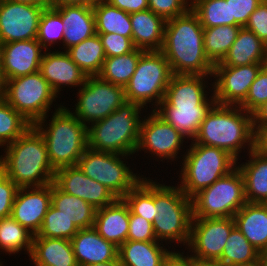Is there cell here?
<instances>
[{"label": "cell", "mask_w": 267, "mask_h": 266, "mask_svg": "<svg viewBox=\"0 0 267 266\" xmlns=\"http://www.w3.org/2000/svg\"><path fill=\"white\" fill-rule=\"evenodd\" d=\"M199 17L190 8L186 13L166 21L161 52L175 75H213L214 64L204 50Z\"/></svg>", "instance_id": "obj_1"}, {"label": "cell", "mask_w": 267, "mask_h": 266, "mask_svg": "<svg viewBox=\"0 0 267 266\" xmlns=\"http://www.w3.org/2000/svg\"><path fill=\"white\" fill-rule=\"evenodd\" d=\"M6 150L5 175L19 188L53 183L55 170L49 162L45 141L33 126L7 144Z\"/></svg>", "instance_id": "obj_2"}, {"label": "cell", "mask_w": 267, "mask_h": 266, "mask_svg": "<svg viewBox=\"0 0 267 266\" xmlns=\"http://www.w3.org/2000/svg\"><path fill=\"white\" fill-rule=\"evenodd\" d=\"M237 108L240 109L231 108V105H212L193 141L224 149L236 159L245 142H249V150H253V114L246 112L244 116L241 111H245L240 106Z\"/></svg>", "instance_id": "obj_3"}, {"label": "cell", "mask_w": 267, "mask_h": 266, "mask_svg": "<svg viewBox=\"0 0 267 266\" xmlns=\"http://www.w3.org/2000/svg\"><path fill=\"white\" fill-rule=\"evenodd\" d=\"M73 114L60 107L54 113L48 130L43 129L42 122L32 125L42 135L49 162L55 171L76 166L88 148V126Z\"/></svg>", "instance_id": "obj_4"}, {"label": "cell", "mask_w": 267, "mask_h": 266, "mask_svg": "<svg viewBox=\"0 0 267 266\" xmlns=\"http://www.w3.org/2000/svg\"><path fill=\"white\" fill-rule=\"evenodd\" d=\"M137 103L125 101L116 111L88 127V147L97 151L120 154L136 152L140 124Z\"/></svg>", "instance_id": "obj_5"}, {"label": "cell", "mask_w": 267, "mask_h": 266, "mask_svg": "<svg viewBox=\"0 0 267 266\" xmlns=\"http://www.w3.org/2000/svg\"><path fill=\"white\" fill-rule=\"evenodd\" d=\"M184 156L181 190L192 198L235 169L237 159L226 150L194 143Z\"/></svg>", "instance_id": "obj_6"}, {"label": "cell", "mask_w": 267, "mask_h": 266, "mask_svg": "<svg viewBox=\"0 0 267 266\" xmlns=\"http://www.w3.org/2000/svg\"><path fill=\"white\" fill-rule=\"evenodd\" d=\"M154 205L158 217L153 222L157 240L171 239L189 244L192 200L180 187H171L154 182Z\"/></svg>", "instance_id": "obj_7"}, {"label": "cell", "mask_w": 267, "mask_h": 266, "mask_svg": "<svg viewBox=\"0 0 267 266\" xmlns=\"http://www.w3.org/2000/svg\"><path fill=\"white\" fill-rule=\"evenodd\" d=\"M192 218L233 217L246 203L238 166L192 198Z\"/></svg>", "instance_id": "obj_8"}, {"label": "cell", "mask_w": 267, "mask_h": 266, "mask_svg": "<svg viewBox=\"0 0 267 266\" xmlns=\"http://www.w3.org/2000/svg\"><path fill=\"white\" fill-rule=\"evenodd\" d=\"M173 73L161 51H145L139 58L134 74L124 87L125 100L144 108L147 102L164 99Z\"/></svg>", "instance_id": "obj_9"}, {"label": "cell", "mask_w": 267, "mask_h": 266, "mask_svg": "<svg viewBox=\"0 0 267 266\" xmlns=\"http://www.w3.org/2000/svg\"><path fill=\"white\" fill-rule=\"evenodd\" d=\"M2 95L32 125L44 123L47 110L56 97L39 71L6 80Z\"/></svg>", "instance_id": "obj_10"}, {"label": "cell", "mask_w": 267, "mask_h": 266, "mask_svg": "<svg viewBox=\"0 0 267 266\" xmlns=\"http://www.w3.org/2000/svg\"><path fill=\"white\" fill-rule=\"evenodd\" d=\"M120 154L87 148L77 167L89 178L103 184L116 198H123L142 179L132 174Z\"/></svg>", "instance_id": "obj_11"}, {"label": "cell", "mask_w": 267, "mask_h": 266, "mask_svg": "<svg viewBox=\"0 0 267 266\" xmlns=\"http://www.w3.org/2000/svg\"><path fill=\"white\" fill-rule=\"evenodd\" d=\"M79 91L75 117L85 122L103 120L116 111L126 100L124 87L101 79L99 76L87 77Z\"/></svg>", "instance_id": "obj_12"}, {"label": "cell", "mask_w": 267, "mask_h": 266, "mask_svg": "<svg viewBox=\"0 0 267 266\" xmlns=\"http://www.w3.org/2000/svg\"><path fill=\"white\" fill-rule=\"evenodd\" d=\"M45 7L0 0V44L36 39Z\"/></svg>", "instance_id": "obj_13"}, {"label": "cell", "mask_w": 267, "mask_h": 266, "mask_svg": "<svg viewBox=\"0 0 267 266\" xmlns=\"http://www.w3.org/2000/svg\"><path fill=\"white\" fill-rule=\"evenodd\" d=\"M235 227L233 217L192 218L188 244L195 253L192 257L201 260H218L223 253L228 236Z\"/></svg>", "instance_id": "obj_14"}, {"label": "cell", "mask_w": 267, "mask_h": 266, "mask_svg": "<svg viewBox=\"0 0 267 266\" xmlns=\"http://www.w3.org/2000/svg\"><path fill=\"white\" fill-rule=\"evenodd\" d=\"M266 63L243 66H214L213 74L219 77L214 85L217 104L240 106L246 99L250 86Z\"/></svg>", "instance_id": "obj_15"}, {"label": "cell", "mask_w": 267, "mask_h": 266, "mask_svg": "<svg viewBox=\"0 0 267 266\" xmlns=\"http://www.w3.org/2000/svg\"><path fill=\"white\" fill-rule=\"evenodd\" d=\"M53 183L64 193L83 199L96 210L117 199L103 184L87 177L77 165L56 170Z\"/></svg>", "instance_id": "obj_16"}, {"label": "cell", "mask_w": 267, "mask_h": 266, "mask_svg": "<svg viewBox=\"0 0 267 266\" xmlns=\"http://www.w3.org/2000/svg\"><path fill=\"white\" fill-rule=\"evenodd\" d=\"M148 119L140 124L139 142L136 151L149 149L154 155L175 158L184 136L167 123L154 110Z\"/></svg>", "instance_id": "obj_17"}, {"label": "cell", "mask_w": 267, "mask_h": 266, "mask_svg": "<svg viewBox=\"0 0 267 266\" xmlns=\"http://www.w3.org/2000/svg\"><path fill=\"white\" fill-rule=\"evenodd\" d=\"M26 190L27 187L18 189L13 202L11 217L36 235L51 205L52 183L32 187L30 192Z\"/></svg>", "instance_id": "obj_18"}, {"label": "cell", "mask_w": 267, "mask_h": 266, "mask_svg": "<svg viewBox=\"0 0 267 266\" xmlns=\"http://www.w3.org/2000/svg\"><path fill=\"white\" fill-rule=\"evenodd\" d=\"M41 48L37 39L0 44L5 80L38 72L43 56Z\"/></svg>", "instance_id": "obj_19"}, {"label": "cell", "mask_w": 267, "mask_h": 266, "mask_svg": "<svg viewBox=\"0 0 267 266\" xmlns=\"http://www.w3.org/2000/svg\"><path fill=\"white\" fill-rule=\"evenodd\" d=\"M70 241L78 266L119 261V247L106 241L94 227L79 229Z\"/></svg>", "instance_id": "obj_20"}, {"label": "cell", "mask_w": 267, "mask_h": 266, "mask_svg": "<svg viewBox=\"0 0 267 266\" xmlns=\"http://www.w3.org/2000/svg\"><path fill=\"white\" fill-rule=\"evenodd\" d=\"M130 209L123 198L96 210L94 228L106 241L120 247L127 241Z\"/></svg>", "instance_id": "obj_21"}, {"label": "cell", "mask_w": 267, "mask_h": 266, "mask_svg": "<svg viewBox=\"0 0 267 266\" xmlns=\"http://www.w3.org/2000/svg\"><path fill=\"white\" fill-rule=\"evenodd\" d=\"M42 77L57 94L61 85H83L86 74L72 61L70 55L64 52L46 53L42 56L40 69Z\"/></svg>", "instance_id": "obj_22"}, {"label": "cell", "mask_w": 267, "mask_h": 266, "mask_svg": "<svg viewBox=\"0 0 267 266\" xmlns=\"http://www.w3.org/2000/svg\"><path fill=\"white\" fill-rule=\"evenodd\" d=\"M61 15L65 31L63 43L66 48L78 45L80 42L96 34L95 16L92 7L65 5L54 7Z\"/></svg>", "instance_id": "obj_23"}, {"label": "cell", "mask_w": 267, "mask_h": 266, "mask_svg": "<svg viewBox=\"0 0 267 266\" xmlns=\"http://www.w3.org/2000/svg\"><path fill=\"white\" fill-rule=\"evenodd\" d=\"M233 218L243 236L261 254L267 252V203L247 202Z\"/></svg>", "instance_id": "obj_24"}, {"label": "cell", "mask_w": 267, "mask_h": 266, "mask_svg": "<svg viewBox=\"0 0 267 266\" xmlns=\"http://www.w3.org/2000/svg\"><path fill=\"white\" fill-rule=\"evenodd\" d=\"M132 42L144 51H160L164 40L166 20L150 9L130 14Z\"/></svg>", "instance_id": "obj_25"}, {"label": "cell", "mask_w": 267, "mask_h": 266, "mask_svg": "<svg viewBox=\"0 0 267 266\" xmlns=\"http://www.w3.org/2000/svg\"><path fill=\"white\" fill-rule=\"evenodd\" d=\"M203 77L205 75L173 74L165 92L163 101L168 106L215 105V97L209 102L204 94Z\"/></svg>", "instance_id": "obj_26"}, {"label": "cell", "mask_w": 267, "mask_h": 266, "mask_svg": "<svg viewBox=\"0 0 267 266\" xmlns=\"http://www.w3.org/2000/svg\"><path fill=\"white\" fill-rule=\"evenodd\" d=\"M267 63V45L252 31L241 27L224 59L214 66H243Z\"/></svg>", "instance_id": "obj_27"}, {"label": "cell", "mask_w": 267, "mask_h": 266, "mask_svg": "<svg viewBox=\"0 0 267 266\" xmlns=\"http://www.w3.org/2000/svg\"><path fill=\"white\" fill-rule=\"evenodd\" d=\"M159 105V110L154 109V111L181 135L193 139L212 108L211 105L168 106L163 100Z\"/></svg>", "instance_id": "obj_28"}, {"label": "cell", "mask_w": 267, "mask_h": 266, "mask_svg": "<svg viewBox=\"0 0 267 266\" xmlns=\"http://www.w3.org/2000/svg\"><path fill=\"white\" fill-rule=\"evenodd\" d=\"M30 256L36 266H78L69 239L33 237Z\"/></svg>", "instance_id": "obj_29"}, {"label": "cell", "mask_w": 267, "mask_h": 266, "mask_svg": "<svg viewBox=\"0 0 267 266\" xmlns=\"http://www.w3.org/2000/svg\"><path fill=\"white\" fill-rule=\"evenodd\" d=\"M249 153L252 160L238 167L244 179L246 201L267 203V156L254 149Z\"/></svg>", "instance_id": "obj_30"}, {"label": "cell", "mask_w": 267, "mask_h": 266, "mask_svg": "<svg viewBox=\"0 0 267 266\" xmlns=\"http://www.w3.org/2000/svg\"><path fill=\"white\" fill-rule=\"evenodd\" d=\"M51 205L61 211L78 229L94 226L96 209L83 199L64 193L54 183Z\"/></svg>", "instance_id": "obj_31"}, {"label": "cell", "mask_w": 267, "mask_h": 266, "mask_svg": "<svg viewBox=\"0 0 267 266\" xmlns=\"http://www.w3.org/2000/svg\"><path fill=\"white\" fill-rule=\"evenodd\" d=\"M157 241L124 242L118 251L121 266H162L170 252L166 251Z\"/></svg>", "instance_id": "obj_32"}, {"label": "cell", "mask_w": 267, "mask_h": 266, "mask_svg": "<svg viewBox=\"0 0 267 266\" xmlns=\"http://www.w3.org/2000/svg\"><path fill=\"white\" fill-rule=\"evenodd\" d=\"M72 61L89 76H98L106 58L98 34L66 50Z\"/></svg>", "instance_id": "obj_33"}, {"label": "cell", "mask_w": 267, "mask_h": 266, "mask_svg": "<svg viewBox=\"0 0 267 266\" xmlns=\"http://www.w3.org/2000/svg\"><path fill=\"white\" fill-rule=\"evenodd\" d=\"M96 33H117L132 40L130 14L101 0L94 7Z\"/></svg>", "instance_id": "obj_34"}, {"label": "cell", "mask_w": 267, "mask_h": 266, "mask_svg": "<svg viewBox=\"0 0 267 266\" xmlns=\"http://www.w3.org/2000/svg\"><path fill=\"white\" fill-rule=\"evenodd\" d=\"M241 26L219 25L204 28V50L207 58L215 65L220 63L236 40Z\"/></svg>", "instance_id": "obj_35"}, {"label": "cell", "mask_w": 267, "mask_h": 266, "mask_svg": "<svg viewBox=\"0 0 267 266\" xmlns=\"http://www.w3.org/2000/svg\"><path fill=\"white\" fill-rule=\"evenodd\" d=\"M144 52L142 49L135 48L125 55L106 57L98 76L107 82L125 87Z\"/></svg>", "instance_id": "obj_36"}, {"label": "cell", "mask_w": 267, "mask_h": 266, "mask_svg": "<svg viewBox=\"0 0 267 266\" xmlns=\"http://www.w3.org/2000/svg\"><path fill=\"white\" fill-rule=\"evenodd\" d=\"M261 257L262 254L235 227L228 236L218 260L226 266H237L254 263Z\"/></svg>", "instance_id": "obj_37"}, {"label": "cell", "mask_w": 267, "mask_h": 266, "mask_svg": "<svg viewBox=\"0 0 267 266\" xmlns=\"http://www.w3.org/2000/svg\"><path fill=\"white\" fill-rule=\"evenodd\" d=\"M189 6L199 17L203 28L235 25L231 19L230 0H195Z\"/></svg>", "instance_id": "obj_38"}, {"label": "cell", "mask_w": 267, "mask_h": 266, "mask_svg": "<svg viewBox=\"0 0 267 266\" xmlns=\"http://www.w3.org/2000/svg\"><path fill=\"white\" fill-rule=\"evenodd\" d=\"M141 180L124 197L130 211L151 223L158 217V211L154 205V183Z\"/></svg>", "instance_id": "obj_39"}, {"label": "cell", "mask_w": 267, "mask_h": 266, "mask_svg": "<svg viewBox=\"0 0 267 266\" xmlns=\"http://www.w3.org/2000/svg\"><path fill=\"white\" fill-rule=\"evenodd\" d=\"M33 237V233L11 216L0 219V249L9 253H16L22 248H26L30 255Z\"/></svg>", "instance_id": "obj_40"}, {"label": "cell", "mask_w": 267, "mask_h": 266, "mask_svg": "<svg viewBox=\"0 0 267 266\" xmlns=\"http://www.w3.org/2000/svg\"><path fill=\"white\" fill-rule=\"evenodd\" d=\"M32 124L9 105L0 95V146L8 144L23 135Z\"/></svg>", "instance_id": "obj_41"}, {"label": "cell", "mask_w": 267, "mask_h": 266, "mask_svg": "<svg viewBox=\"0 0 267 266\" xmlns=\"http://www.w3.org/2000/svg\"><path fill=\"white\" fill-rule=\"evenodd\" d=\"M78 228L61 211L49 206L40 230L34 237L62 238L71 240Z\"/></svg>", "instance_id": "obj_42"}, {"label": "cell", "mask_w": 267, "mask_h": 266, "mask_svg": "<svg viewBox=\"0 0 267 266\" xmlns=\"http://www.w3.org/2000/svg\"><path fill=\"white\" fill-rule=\"evenodd\" d=\"M65 31L64 24L62 23L60 13L51 6L44 8L38 27L37 41L47 51V43L51 46L57 40H63V34Z\"/></svg>", "instance_id": "obj_43"}, {"label": "cell", "mask_w": 267, "mask_h": 266, "mask_svg": "<svg viewBox=\"0 0 267 266\" xmlns=\"http://www.w3.org/2000/svg\"><path fill=\"white\" fill-rule=\"evenodd\" d=\"M265 102H267V64L259 71L245 101L240 106L244 111L253 114Z\"/></svg>", "instance_id": "obj_44"}, {"label": "cell", "mask_w": 267, "mask_h": 266, "mask_svg": "<svg viewBox=\"0 0 267 266\" xmlns=\"http://www.w3.org/2000/svg\"><path fill=\"white\" fill-rule=\"evenodd\" d=\"M99 35L106 57L120 56L135 49L132 40L117 33H96Z\"/></svg>", "instance_id": "obj_45"}, {"label": "cell", "mask_w": 267, "mask_h": 266, "mask_svg": "<svg viewBox=\"0 0 267 266\" xmlns=\"http://www.w3.org/2000/svg\"><path fill=\"white\" fill-rule=\"evenodd\" d=\"M127 240L131 241H157L153 223L130 211Z\"/></svg>", "instance_id": "obj_46"}, {"label": "cell", "mask_w": 267, "mask_h": 266, "mask_svg": "<svg viewBox=\"0 0 267 266\" xmlns=\"http://www.w3.org/2000/svg\"><path fill=\"white\" fill-rule=\"evenodd\" d=\"M186 0H148V9L166 21L186 13Z\"/></svg>", "instance_id": "obj_47"}, {"label": "cell", "mask_w": 267, "mask_h": 266, "mask_svg": "<svg viewBox=\"0 0 267 266\" xmlns=\"http://www.w3.org/2000/svg\"><path fill=\"white\" fill-rule=\"evenodd\" d=\"M245 28L256 34L267 45V0H262L252 12Z\"/></svg>", "instance_id": "obj_48"}, {"label": "cell", "mask_w": 267, "mask_h": 266, "mask_svg": "<svg viewBox=\"0 0 267 266\" xmlns=\"http://www.w3.org/2000/svg\"><path fill=\"white\" fill-rule=\"evenodd\" d=\"M18 189L19 187L6 175L0 179V219L11 216Z\"/></svg>", "instance_id": "obj_49"}, {"label": "cell", "mask_w": 267, "mask_h": 266, "mask_svg": "<svg viewBox=\"0 0 267 266\" xmlns=\"http://www.w3.org/2000/svg\"><path fill=\"white\" fill-rule=\"evenodd\" d=\"M262 0H230L231 19H235V26L245 27L250 15Z\"/></svg>", "instance_id": "obj_50"}, {"label": "cell", "mask_w": 267, "mask_h": 266, "mask_svg": "<svg viewBox=\"0 0 267 266\" xmlns=\"http://www.w3.org/2000/svg\"><path fill=\"white\" fill-rule=\"evenodd\" d=\"M129 14L148 9V0H105Z\"/></svg>", "instance_id": "obj_51"}, {"label": "cell", "mask_w": 267, "mask_h": 266, "mask_svg": "<svg viewBox=\"0 0 267 266\" xmlns=\"http://www.w3.org/2000/svg\"><path fill=\"white\" fill-rule=\"evenodd\" d=\"M253 128L255 130L254 150L261 155L267 156V125L253 126Z\"/></svg>", "instance_id": "obj_52"}, {"label": "cell", "mask_w": 267, "mask_h": 266, "mask_svg": "<svg viewBox=\"0 0 267 266\" xmlns=\"http://www.w3.org/2000/svg\"><path fill=\"white\" fill-rule=\"evenodd\" d=\"M162 266H194L193 257H183L180 253L170 252Z\"/></svg>", "instance_id": "obj_53"}, {"label": "cell", "mask_w": 267, "mask_h": 266, "mask_svg": "<svg viewBox=\"0 0 267 266\" xmlns=\"http://www.w3.org/2000/svg\"><path fill=\"white\" fill-rule=\"evenodd\" d=\"M101 0H49V6L62 7L65 5L94 7Z\"/></svg>", "instance_id": "obj_54"}, {"label": "cell", "mask_w": 267, "mask_h": 266, "mask_svg": "<svg viewBox=\"0 0 267 266\" xmlns=\"http://www.w3.org/2000/svg\"><path fill=\"white\" fill-rule=\"evenodd\" d=\"M257 122L260 123L258 126L267 125V102L253 113V126H256Z\"/></svg>", "instance_id": "obj_55"}, {"label": "cell", "mask_w": 267, "mask_h": 266, "mask_svg": "<svg viewBox=\"0 0 267 266\" xmlns=\"http://www.w3.org/2000/svg\"><path fill=\"white\" fill-rule=\"evenodd\" d=\"M194 266H226L219 260H201L194 258Z\"/></svg>", "instance_id": "obj_56"}, {"label": "cell", "mask_w": 267, "mask_h": 266, "mask_svg": "<svg viewBox=\"0 0 267 266\" xmlns=\"http://www.w3.org/2000/svg\"><path fill=\"white\" fill-rule=\"evenodd\" d=\"M11 1L30 4V5L49 6V0H11Z\"/></svg>", "instance_id": "obj_57"}, {"label": "cell", "mask_w": 267, "mask_h": 266, "mask_svg": "<svg viewBox=\"0 0 267 266\" xmlns=\"http://www.w3.org/2000/svg\"><path fill=\"white\" fill-rule=\"evenodd\" d=\"M5 78L2 73V63H1V54H0V95L3 94L4 88H5Z\"/></svg>", "instance_id": "obj_58"}, {"label": "cell", "mask_w": 267, "mask_h": 266, "mask_svg": "<svg viewBox=\"0 0 267 266\" xmlns=\"http://www.w3.org/2000/svg\"><path fill=\"white\" fill-rule=\"evenodd\" d=\"M89 266H121L119 261H108L105 263H96Z\"/></svg>", "instance_id": "obj_59"}, {"label": "cell", "mask_w": 267, "mask_h": 266, "mask_svg": "<svg viewBox=\"0 0 267 266\" xmlns=\"http://www.w3.org/2000/svg\"><path fill=\"white\" fill-rule=\"evenodd\" d=\"M237 266H266L263 258L261 257L259 260H257L254 263L251 264H243V265H237Z\"/></svg>", "instance_id": "obj_60"}, {"label": "cell", "mask_w": 267, "mask_h": 266, "mask_svg": "<svg viewBox=\"0 0 267 266\" xmlns=\"http://www.w3.org/2000/svg\"><path fill=\"white\" fill-rule=\"evenodd\" d=\"M5 176L4 157L0 158V179Z\"/></svg>", "instance_id": "obj_61"}, {"label": "cell", "mask_w": 267, "mask_h": 266, "mask_svg": "<svg viewBox=\"0 0 267 266\" xmlns=\"http://www.w3.org/2000/svg\"><path fill=\"white\" fill-rule=\"evenodd\" d=\"M262 258H263V260L265 262V265L267 266V252L262 254Z\"/></svg>", "instance_id": "obj_62"}]
</instances>
